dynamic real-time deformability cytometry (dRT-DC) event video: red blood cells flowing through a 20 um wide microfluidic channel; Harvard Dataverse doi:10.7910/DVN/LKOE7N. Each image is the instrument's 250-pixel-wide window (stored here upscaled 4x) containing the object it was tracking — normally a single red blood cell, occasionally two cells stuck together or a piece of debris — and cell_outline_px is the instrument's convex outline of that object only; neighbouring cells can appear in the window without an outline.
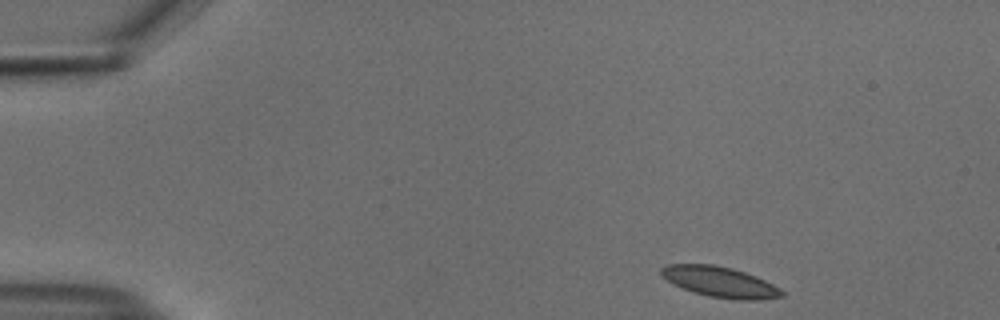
{"species": "common noctule bat (a hibernating species)", "species_latin": "Nyctalus noctula", "temperature_condition": "cold", "stored_images_in_passage": 48, "camera_frame_rate_fps": 3000, "um_per_image_px": 0.085, "animal": {"sex": "male", "body_mass_g": 18.8}, "frame": {"image": 1, "passage_image": 1, "time_ms": 0.0, "image_size_px": [1000, 320], "cell_outline_px": [[784, 296], [756, 300], [740, 300], [708, 296], [692, 292], [672, 284], [660, 272], [660, 268], [668, 264], [712, 264], [732, 268], [756, 276], [780, 288], [784, 292]], "centroid_in_image_um": [61.19, 23.96], "position_along_channel_um": 23.8, "area_um2": 21.39}}
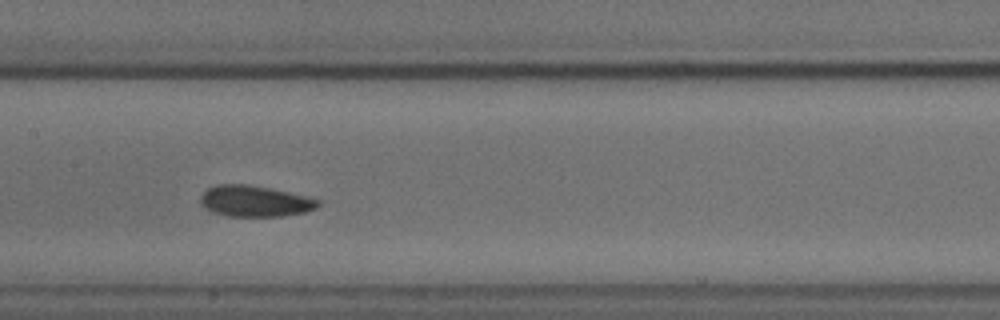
{"frame": {"image": 2, "passage_image": 21, "time_ms": 6.667, "image_size_px": [1000, 320], "cell_outline_px": [[320, 204], [316, 208], [304, 212], [280, 216], [228, 216], [212, 212], [200, 204], [200, 196], [208, 188], [216, 184], [248, 184], [288, 192], [320, 200]], "centroid_in_image_um": [21.62, 17.09], "position_along_channel_um": 185.8, "area_um2": 21.15}}
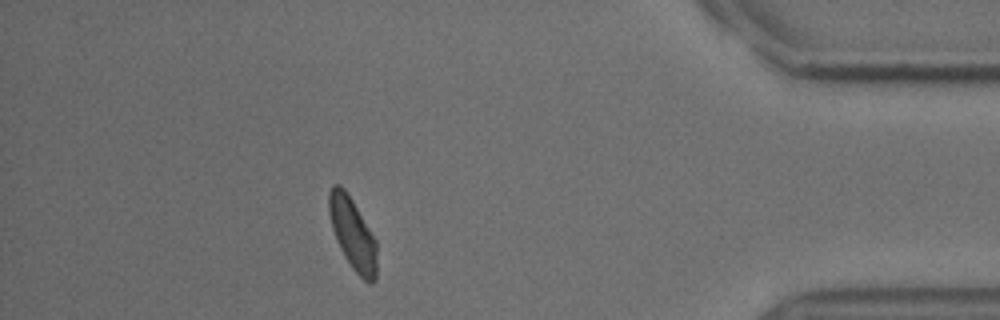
{"frame": {"image": 3, "passage_image": 42, "time_ms": 13.667, "image_size_px": [1000, 320], "cell_outline_px": [[376, 280], [372, 284], [368, 284], [352, 268], [344, 256], [336, 240], [332, 228], [328, 212], [328, 192], [332, 184], [340, 184], [344, 188], [352, 200], [376, 240]], "centroid_in_image_um": [29.95, 19.86], "position_along_channel_um": 405.2, "area_um2": 20.06}, "authors_computed_cell_mechanics": {"area_um2": 20.8658, "velocity_mm_per_s": 3.7195, "shape_relaxation_time_tau1_ms": 2.68, "shape_relaxation_time_tau2_ms": 2.453, "deformation_change_tau1": 0.0746, "deformation_change_tau2": 0.0564}}